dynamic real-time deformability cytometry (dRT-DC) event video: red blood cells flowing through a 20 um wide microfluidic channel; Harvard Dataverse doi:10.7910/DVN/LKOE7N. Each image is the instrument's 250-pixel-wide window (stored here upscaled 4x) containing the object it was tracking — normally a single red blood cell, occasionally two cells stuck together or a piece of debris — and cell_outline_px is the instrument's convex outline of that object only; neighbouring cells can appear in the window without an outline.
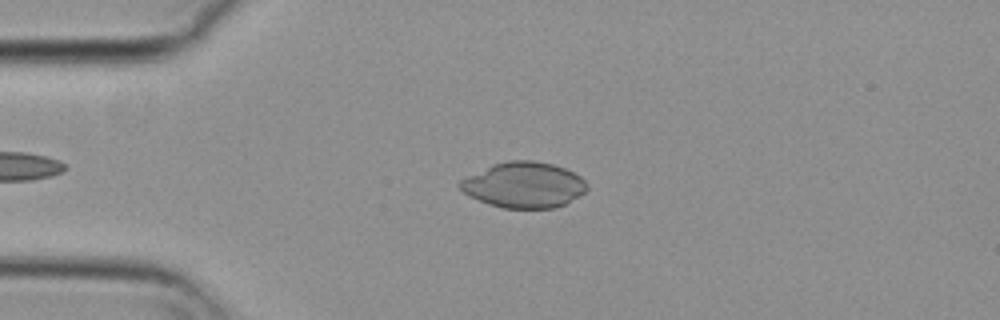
{"species": "common noctule bat (a hibernating species)", "species_latin": "Nyctalus noctula", "temperature_condition": "cold", "stored_images_in_passage": 48, "camera_frame_rate_fps": 3000, "um_per_image_px": 0.085, "animal": {"sex": "female", "body_mass_g": 29.2, "forearm_length_mm": 56.3}, "frame": {"image": 1, "passage_image": 6, "time_ms": 1.667, "image_size_px": [1000, 320], "cell_outline_px": [[588, 188], [580, 196], [556, 208], [504, 208], [488, 204], [468, 196], [460, 188], [460, 180], [492, 164], [508, 160], [532, 160], [552, 164], [564, 168], [580, 176], [588, 184]], "centroid_in_image_um": [44.54, 15.72], "position_along_channel_um": 40.5, "area_um2": 33.76}}
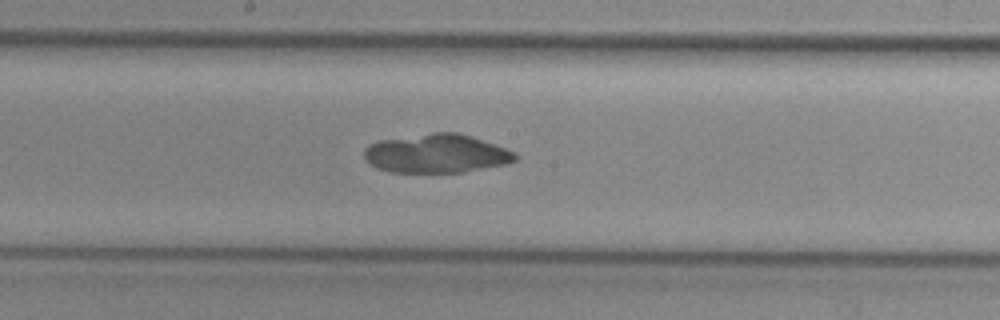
{"frame": {"image": 2, "passage_image": 22, "time_ms": 7.0, "image_size_px": [1000, 320], "cell_outline_px": [[516, 160], [508, 164], [464, 172], [388, 172], [376, 168], [364, 156], [364, 148], [380, 140], [432, 132], [456, 132], [472, 136], [516, 152]], "centroid_in_image_um": [37.13, 13.05], "position_along_channel_um": 211.1, "area_um2": 34.1}}
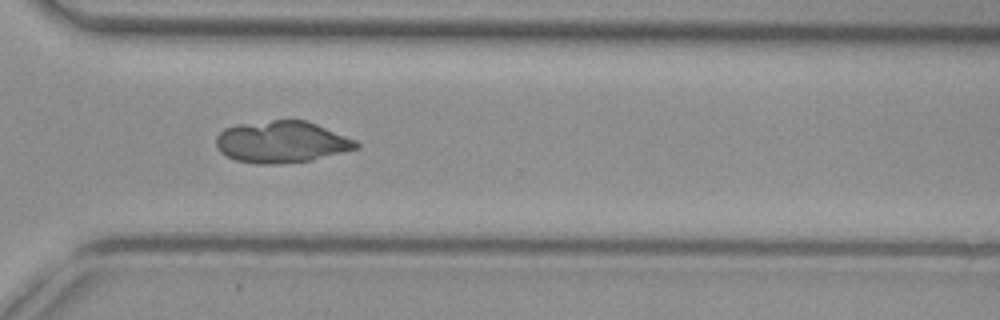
{"frame": {"image": 3, "passage_image": 33, "time_ms": 10.667, "image_size_px": [1000, 320], "cell_outline_px": [[360, 148], [312, 160], [280, 164], [260, 164], [236, 160], [220, 152], [216, 148], [216, 136], [224, 128], [236, 124], [272, 120], [308, 120], [356, 140], [360, 144]], "centroid_in_image_um": [23.95, 12.06], "position_along_channel_um": 346.7, "area_um2": 34.33}}